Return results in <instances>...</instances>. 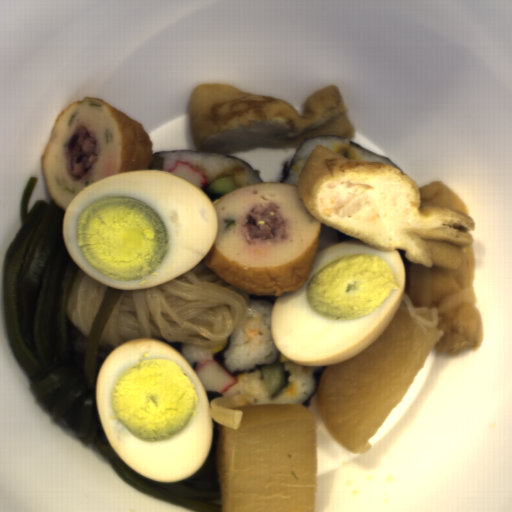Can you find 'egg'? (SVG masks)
Masks as SVG:
<instances>
[{
	"label": "egg",
	"mask_w": 512,
	"mask_h": 512,
	"mask_svg": "<svg viewBox=\"0 0 512 512\" xmlns=\"http://www.w3.org/2000/svg\"><path fill=\"white\" fill-rule=\"evenodd\" d=\"M96 406L112 450L150 480L178 483L210 454L214 421L203 383L184 356L158 338L114 347L98 371Z\"/></svg>",
	"instance_id": "egg-2"
},
{
	"label": "egg",
	"mask_w": 512,
	"mask_h": 512,
	"mask_svg": "<svg viewBox=\"0 0 512 512\" xmlns=\"http://www.w3.org/2000/svg\"><path fill=\"white\" fill-rule=\"evenodd\" d=\"M406 287V265L395 249H373L356 238L317 250L307 282L275 299L273 342L299 366L341 364L387 330Z\"/></svg>",
	"instance_id": "egg-3"
},
{
	"label": "egg",
	"mask_w": 512,
	"mask_h": 512,
	"mask_svg": "<svg viewBox=\"0 0 512 512\" xmlns=\"http://www.w3.org/2000/svg\"><path fill=\"white\" fill-rule=\"evenodd\" d=\"M214 202L187 179L130 170L80 190L62 230L70 258L89 277L120 291L151 289L195 268L214 246Z\"/></svg>",
	"instance_id": "egg-1"
}]
</instances>
